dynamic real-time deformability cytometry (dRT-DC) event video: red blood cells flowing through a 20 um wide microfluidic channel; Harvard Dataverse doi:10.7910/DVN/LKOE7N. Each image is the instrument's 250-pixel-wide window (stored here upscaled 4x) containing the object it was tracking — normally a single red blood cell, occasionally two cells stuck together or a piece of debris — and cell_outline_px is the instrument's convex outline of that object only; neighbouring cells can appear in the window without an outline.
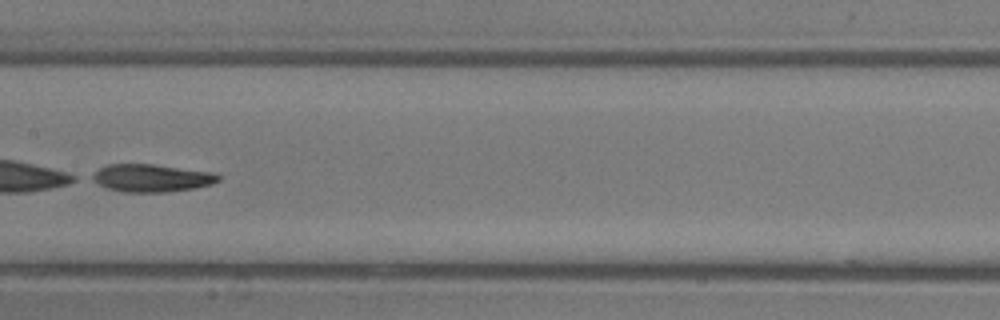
{"species": "common noctule bat (a hibernating species)", "species_latin": "Nyctalus noctula", "temperature_condition": "room temperature", "stored_images_in_passage": 32, "camera_frame_rate_fps": 3000, "um_per_image_px": 0.085, "animal": {"sex": "male", "body_mass_g": 13.3}, "frame": {"image": 1, "passage_image": 10, "time_ms": 3.0, "image_size_px": [1000, 320], "cell_outline_px": [[220, 180], [212, 184], [196, 188], [168, 192], [124, 192], [108, 188], [92, 180], [88, 176], [100, 168], [108, 164], [152, 164], [212, 172], [220, 176]], "centroid_in_image_um": [12.87, 15.13], "position_along_channel_um": 194.5, "area_um2": 20.35}, "authors_computed_cell_mechanics": {"area_um2": 20.6635, "velocity_mm_per_s": 4.3645, "shape_relaxation_time_tau1_ms": 1.2096, "shape_relaxation_time_tau2_ms": 6.8334, "deformation_change_tau1": 0.2444, "deformation_change_tau2": 0.1863}}